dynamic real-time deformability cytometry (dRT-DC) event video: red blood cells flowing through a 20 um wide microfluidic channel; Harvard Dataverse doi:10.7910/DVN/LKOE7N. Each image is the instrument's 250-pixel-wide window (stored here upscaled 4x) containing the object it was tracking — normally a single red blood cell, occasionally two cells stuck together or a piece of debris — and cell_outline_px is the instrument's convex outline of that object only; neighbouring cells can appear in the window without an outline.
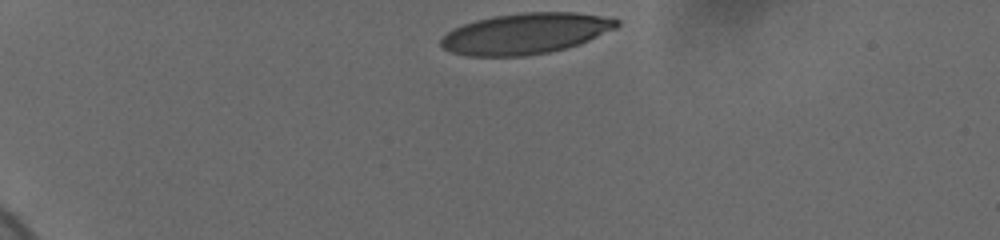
{"species": "human", "species_latin": "Homo sapiens", "temperature_condition": "cold", "stored_images_in_passage": 8, "camera_frame_rate_fps": 3000, "um_per_image_px": 0.085, "donor": {"sex": "female"}, "frame": {"image": 1, "passage_image": 1, "time_ms": 0.0, "image_size_px": [1000, 240], "cell_outline_px": [[620, 24], [616, 28], [580, 44], [548, 52], [524, 56], [468, 56], [452, 52], [444, 48], [440, 44], [440, 40], [452, 28], [476, 20], [492, 16], [524, 12], [576, 12], [612, 16], [620, 20]], "centroid_in_image_um": [44.72, 2.83], "position_along_channel_um": 40.3, "area_um2": 42.08}}
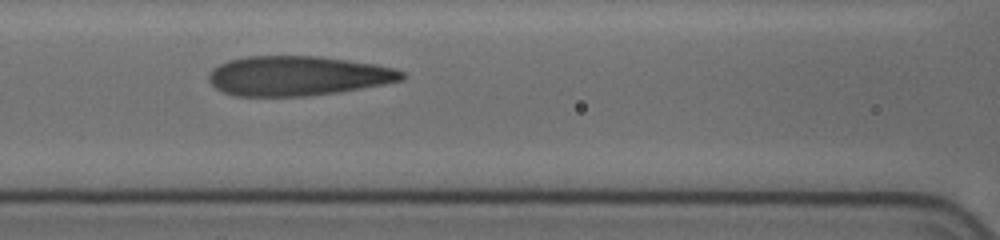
{"frame": {"image": 2, "passage_image": 7, "time_ms": 4.667, "image_size_px": [1000, 240], "cell_outline_px": [[404, 80], [384, 84], [336, 92], [308, 96], [236, 96], [224, 92], [216, 88], [208, 80], [208, 76], [212, 68], [228, 60], [244, 56], [320, 56], [348, 60], [396, 68], [404, 72]], "centroid_in_image_um": [25.28, 6.44], "position_along_channel_um": 141.3, "area_um2": 44.62}}
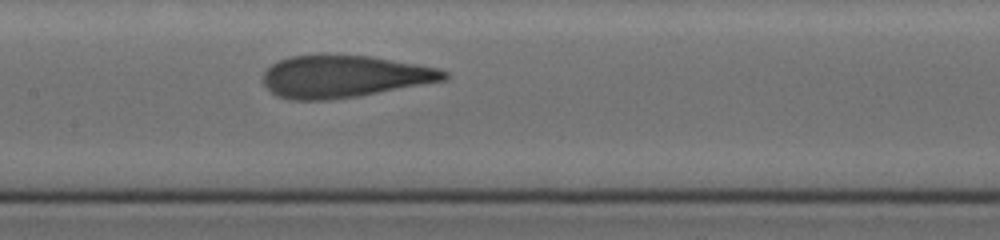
{"frame": {"image": 3, "passage_image": 8, "time_ms": 5.667, "image_size_px": [1000, 240], "cell_outline_px": [[448, 76], [444, 80], [356, 96], [328, 100], [292, 100], [276, 96], [264, 84], [264, 72], [272, 64], [280, 60], [292, 56], [372, 56], [440, 68], [448, 72]], "centroid_in_image_um": [29.25, 6.51], "position_along_channel_um": 178.2, "area_um2": 43.75}}